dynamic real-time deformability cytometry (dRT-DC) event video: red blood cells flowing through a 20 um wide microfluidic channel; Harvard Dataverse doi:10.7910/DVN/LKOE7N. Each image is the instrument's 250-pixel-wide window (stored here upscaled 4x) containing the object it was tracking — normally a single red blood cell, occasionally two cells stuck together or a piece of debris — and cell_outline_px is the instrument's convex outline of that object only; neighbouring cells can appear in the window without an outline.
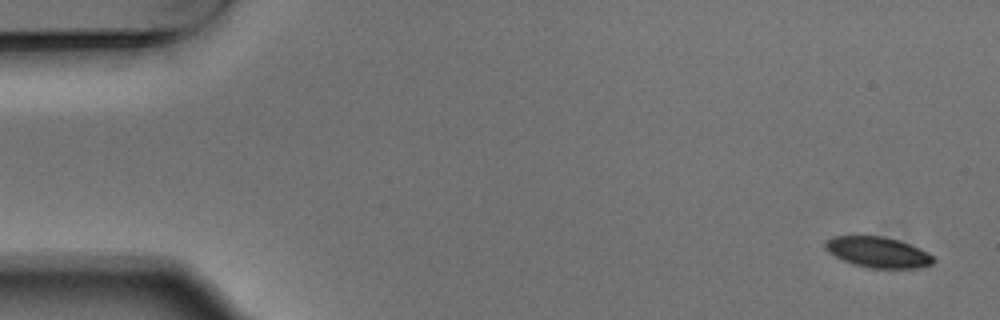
{"species": "Egyptian fruit bat (a non-hibernating species)", "species_latin": "Rousettus aegyptiacus", "temperature_condition": "warm", "stored_images_in_passage": 5, "camera_frame_rate_fps": 3000, "um_per_image_px": 0.085, "animal": {"sex": "male"}, "frame": {"image": 1, "passage_image": 1, "time_ms": 0.0, "image_size_px": [1000, 320], "cell_outline_px": [[936, 260], [932, 264], [916, 268], [868, 268], [852, 264], [828, 252], [824, 248], [824, 240], [832, 236], [884, 236], [900, 240], [920, 248], [928, 252]], "centroid_in_image_um": [74.61, 21.43], "position_along_channel_um": 10.4, "area_um2": 19.54}}
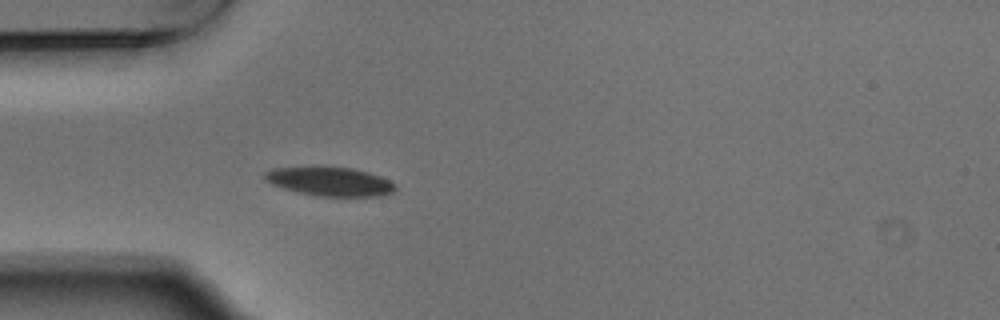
{"frame": {"image": 2, "passage_image": 5, "time_ms": 1.333, "image_size_px": [1000, 320], "cell_outline_px": [[396, 188], [392, 192], [380, 196], [320, 196], [296, 192], [272, 184], [264, 176], [264, 172], [272, 168], [352, 168], [368, 172], [380, 176], [396, 184]], "centroid_in_image_um": [28.08, 15.44], "position_along_channel_um": 56.9, "area_um2": 21.44}}